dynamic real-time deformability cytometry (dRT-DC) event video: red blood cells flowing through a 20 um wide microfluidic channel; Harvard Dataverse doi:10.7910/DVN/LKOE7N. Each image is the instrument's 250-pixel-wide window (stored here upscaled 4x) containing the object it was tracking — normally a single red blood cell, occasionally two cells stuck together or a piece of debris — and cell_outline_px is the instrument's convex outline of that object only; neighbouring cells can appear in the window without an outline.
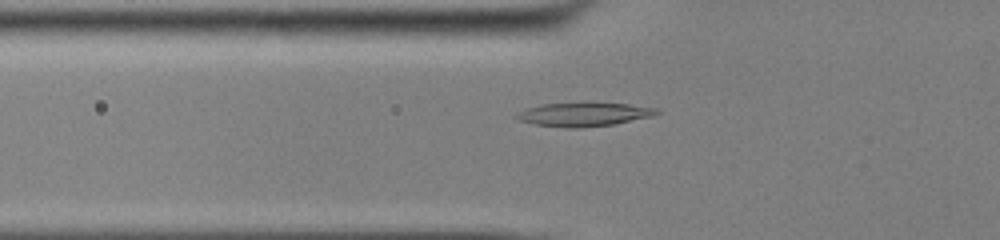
{"species": "common noctule bat (a hibernating species)", "species_latin": "Nyctalus noctula", "temperature_condition": "cold", "stored_images_in_passage": 53, "camera_frame_rate_fps": 3000, "um_per_image_px": 0.085, "animal": {"sex": "male", "body_mass_g": 13.0, "forearm_length_mm": 53.1}, "frame": {"image": 1, "passage_image": 18, "time_ms": 5.667, "image_size_px": [1000, 240], "cell_outline_px": [[660, 112], [652, 116], [612, 124], [580, 128], [564, 128], [536, 124], [520, 120], [512, 116], [516, 112], [528, 108], [544, 104], [628, 104], [660, 108]], "centroid_in_image_um": [49.62, 9.74], "position_along_channel_um": 76.2, "area_um2": 18.9}}
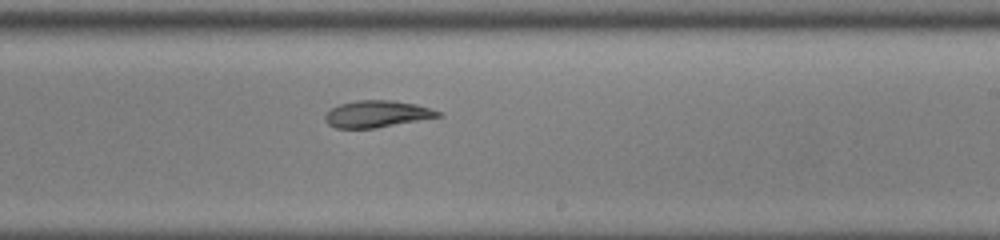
{"frame": {"image": 2, "passage_image": 32, "time_ms": 10.333, "image_size_px": [1000, 240], "cell_outline_px": [[440, 116], [376, 128], [336, 128], [328, 124], [324, 120], [324, 116], [332, 108], [340, 104], [356, 100], [392, 100], [416, 104], [440, 112]], "centroid_in_image_um": [31.98, 9.68], "position_along_channel_um": 257.0, "area_um2": 17.4}}
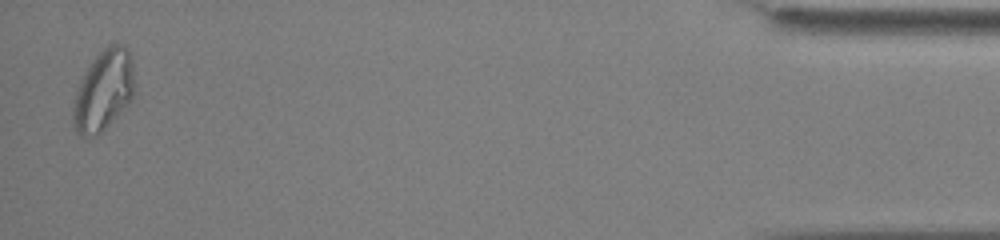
{"frame": {"image": 3, "passage_image": 51, "time_ms": 16.667, "image_size_px": [1000, 240], "cell_outline_px": [[136, 92], [132, 100], [104, 132], [88, 140], [80, 136], [76, 132], [72, 124], [72, 108], [76, 92], [80, 80], [84, 72], [92, 60], [108, 44], [124, 44], [128, 48], [132, 60]], "centroid_in_image_um": [8.81, 7.75], "position_along_channel_um": 426.4, "area_um2": 29.94}}